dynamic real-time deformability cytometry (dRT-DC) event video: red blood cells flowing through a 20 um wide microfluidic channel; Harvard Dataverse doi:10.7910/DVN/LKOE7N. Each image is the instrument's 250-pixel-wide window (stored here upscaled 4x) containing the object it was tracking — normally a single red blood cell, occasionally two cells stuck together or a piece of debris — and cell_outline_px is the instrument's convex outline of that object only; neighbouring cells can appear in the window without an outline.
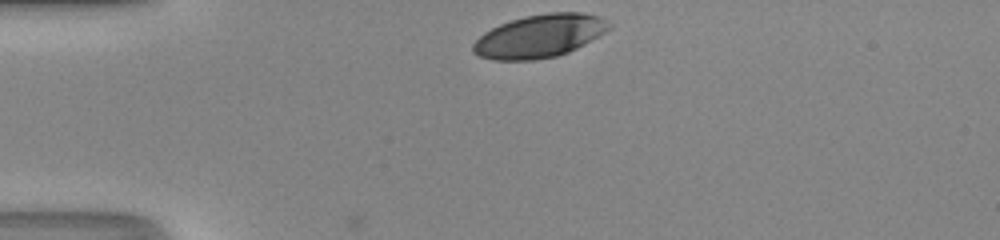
{"species": "human", "species_latin": "Homo sapiens", "temperature_condition": "room temperature", "stored_images_in_passage": 29, "camera_frame_rate_fps": 3000, "um_per_image_px": 0.085, "donor": {"sex": "male"}, "frame": {"image": 1, "passage_image": 1, "time_ms": 0.0, "image_size_px": [1000, 240], "cell_outline_px": [[612, 28], [584, 44], [568, 52], [556, 56], [536, 60], [492, 60], [480, 56], [472, 52], [472, 44], [484, 32], [500, 24], [524, 16], [548, 12], [580, 12], [604, 16], [612, 24]], "centroid_in_image_um": [45.9, 3.05], "position_along_channel_um": 39.1, "area_um2": 34.33}}
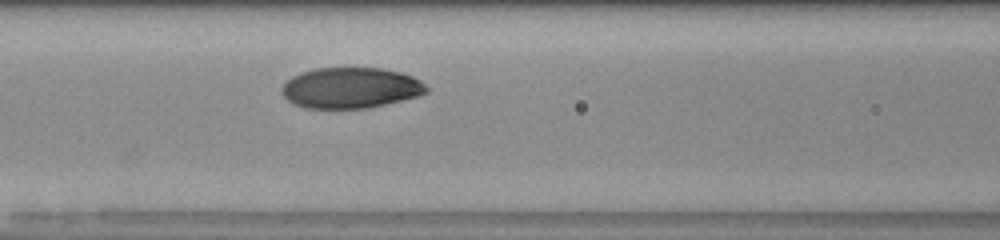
{"frame": {"image": 2, "passage_image": 11, "time_ms": 3.333, "image_size_px": [1000, 240], "cell_outline_px": [[428, 92], [420, 96], [368, 108], [304, 108], [288, 100], [280, 92], [280, 88], [292, 76], [300, 72], [316, 68], [384, 68], [400, 72], [412, 76], [420, 80], [428, 88]], "centroid_in_image_um": [29.81, 7.47], "position_along_channel_um": 136.8, "area_um2": 34.51}}
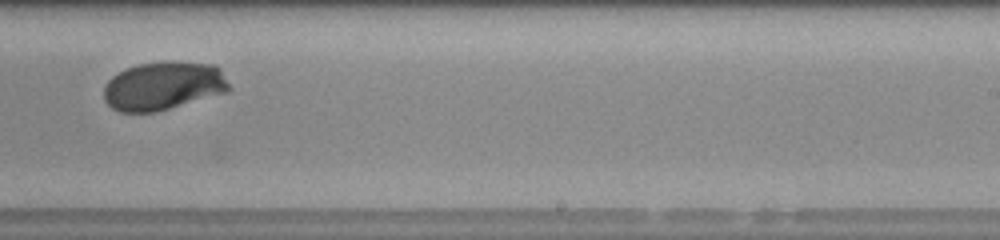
{"frame": {"image": 3, "passage_image": 21, "time_ms": 6.667, "image_size_px": [1000, 240], "cell_outline_px": [[232, 88], [228, 92], [156, 112], [120, 112], [112, 108], [104, 100], [104, 84], [112, 76], [128, 68], [140, 64], [168, 60], [216, 64], [220, 68]], "centroid_in_image_um": [13.92, 7.29], "position_along_channel_um": 275.1, "area_um2": 35.78}, "authors_computed_cell_mechanics": {"area_um2": 35.4892, "velocity_mm_per_s": 4.1679, "shape_relaxation_time_tau1_ms": 2.5033, "shape_relaxation_time_tau2_ms": null, "deformation_change_tau1": 0.1257, "deformation_change_tau2": null}}